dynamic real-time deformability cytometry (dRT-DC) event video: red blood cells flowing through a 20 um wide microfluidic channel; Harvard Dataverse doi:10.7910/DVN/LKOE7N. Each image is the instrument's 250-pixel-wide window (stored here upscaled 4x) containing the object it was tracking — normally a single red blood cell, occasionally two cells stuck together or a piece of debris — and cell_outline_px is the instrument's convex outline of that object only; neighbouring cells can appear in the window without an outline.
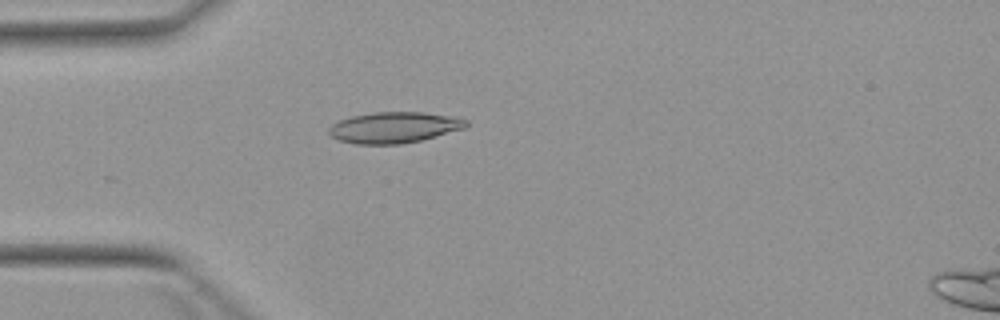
{"species": "Egyptian fruit bat (a non-hibernating species)", "species_latin": "Rousettus aegyptiacus", "temperature_condition": "warm", "stored_images_in_passage": 3, "camera_frame_rate_fps": 3000, "um_per_image_px": 0.085, "animal": {"sex": "female"}, "frame": {"image": 1, "passage_image": 3, "time_ms": 2.333, "image_size_px": [1000, 320], "cell_outline_px": [[468, 124], [464, 128], [420, 140], [400, 144], [356, 144], [340, 140], [332, 136], [328, 132], [328, 128], [332, 124], [340, 120], [352, 116], [372, 112], [424, 112], [448, 116], [468, 120]], "centroid_in_image_um": [33.46, 10.83], "position_along_channel_um": 51.5, "area_um2": 24.51}}